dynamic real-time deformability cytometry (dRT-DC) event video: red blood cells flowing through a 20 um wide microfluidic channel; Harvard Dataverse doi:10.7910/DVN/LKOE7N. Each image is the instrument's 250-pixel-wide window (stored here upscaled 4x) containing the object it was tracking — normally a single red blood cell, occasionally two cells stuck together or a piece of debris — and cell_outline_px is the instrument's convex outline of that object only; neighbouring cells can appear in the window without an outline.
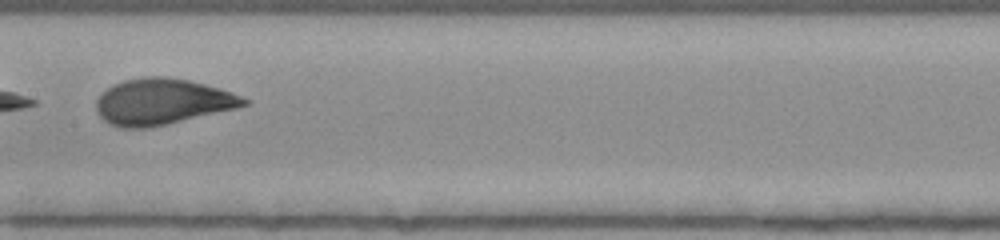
{"species": "human", "species_latin": "Homo sapiens", "temperature_condition": "room temperature", "stored_images_in_passage": 49, "camera_frame_rate_fps": 3000, "um_per_image_px": 0.085, "donor": {"sex": "female"}, "frame": {"image": 1, "passage_image": 24, "time_ms": 7.667, "image_size_px": [1000, 240], "cell_outline_px": [[252, 100], [248, 104], [236, 108], [148, 128], [124, 128], [108, 124], [96, 112], [96, 100], [112, 84], [124, 80], [144, 76], [164, 76], [188, 80], [220, 88], [232, 92]], "centroid_in_image_um": [13.78, 8.64], "position_along_channel_um": 193.6, "area_um2": 39.54}}
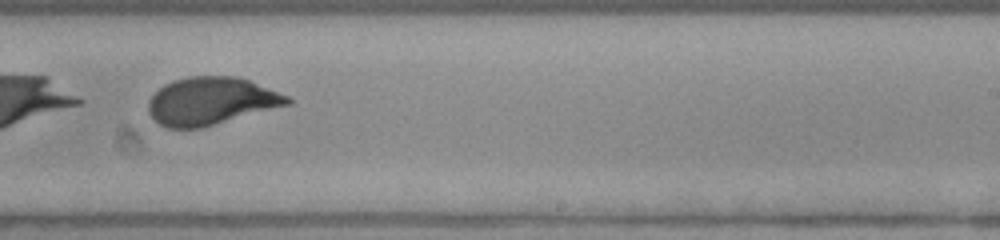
{"frame": {"image": 2, "passage_image": 30, "time_ms": 9.667, "image_size_px": [1000, 240], "cell_outline_px": [[292, 104], [200, 128], [168, 128], [160, 124], [148, 112], [148, 100], [164, 84], [172, 80], [188, 76], [236, 76], [248, 80], [288, 96], [292, 100]], "centroid_in_image_um": [17.93, 8.59], "position_along_channel_um": 271.1, "area_um2": 38.44}}
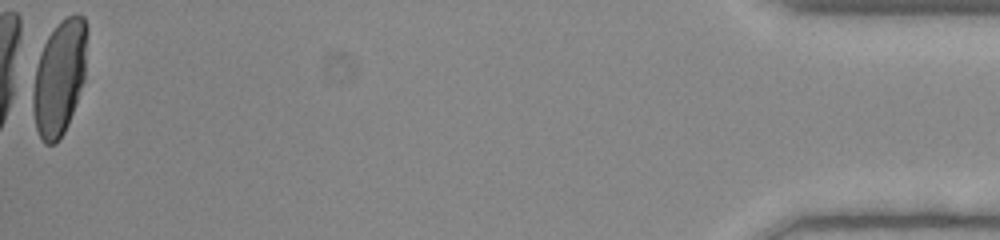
{"frame": {"image": 3, "passage_image": 49, "time_ms": 16.0, "image_size_px": [1000, 240], "cell_outline_px": [[88, 32], [84, 80], [68, 124], [60, 140], [56, 144], [44, 144], [36, 128], [28, 92], [40, 52], [48, 36], [56, 24], [60, 20], [76, 12], [84, 16], [88, 24]], "centroid_in_image_um": [5.02, 6.57], "position_along_channel_um": 430.2, "area_um2": 37.45}, "authors_computed_cell_mechanics": {"area_um2": 39.593, "velocity_mm_per_s": 3.8945, "shape_relaxation_time_tau1_ms": 4.2115, "shape_relaxation_time_tau2_ms": null, "deformation_change_tau1": 0.1732, "deformation_change_tau2": null}}